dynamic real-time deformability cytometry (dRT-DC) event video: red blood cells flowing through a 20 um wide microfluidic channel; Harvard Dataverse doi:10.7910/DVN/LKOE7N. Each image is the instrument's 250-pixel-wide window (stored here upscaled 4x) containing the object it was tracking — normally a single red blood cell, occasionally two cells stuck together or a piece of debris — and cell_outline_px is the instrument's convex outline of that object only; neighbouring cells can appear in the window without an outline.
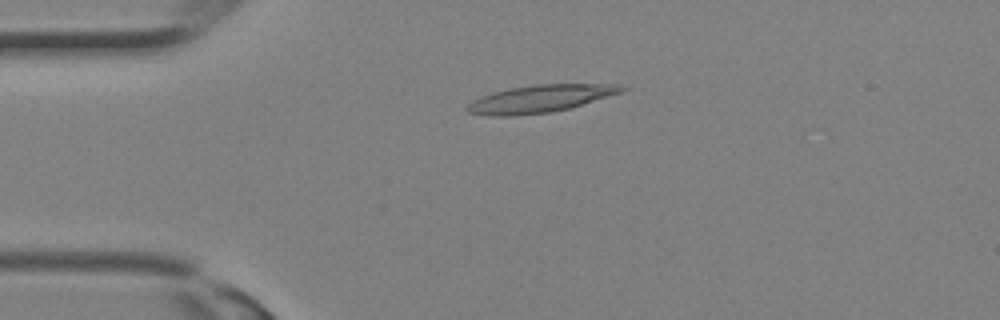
{"species": "Egyptian fruit bat (a non-hibernating species)", "species_latin": "Rousettus aegyptiacus", "temperature_condition": "room temperature", "stored_images_in_passage": 9, "camera_frame_rate_fps": 3000, "um_per_image_px": 0.085, "animal": {"sex": "female"}, "frame": {"image": 1, "passage_image": 7, "time_ms": 2.0, "image_size_px": [1000, 320], "cell_outline_px": [[628, 88], [624, 92], [568, 108], [548, 112], [512, 116], [488, 116], [468, 112], [464, 108], [468, 104], [480, 96], [492, 92], [508, 88], [536, 84], [620, 84]], "centroid_in_image_um": [45.91, 8.38], "position_along_channel_um": 39.1, "area_um2": 24.74}}